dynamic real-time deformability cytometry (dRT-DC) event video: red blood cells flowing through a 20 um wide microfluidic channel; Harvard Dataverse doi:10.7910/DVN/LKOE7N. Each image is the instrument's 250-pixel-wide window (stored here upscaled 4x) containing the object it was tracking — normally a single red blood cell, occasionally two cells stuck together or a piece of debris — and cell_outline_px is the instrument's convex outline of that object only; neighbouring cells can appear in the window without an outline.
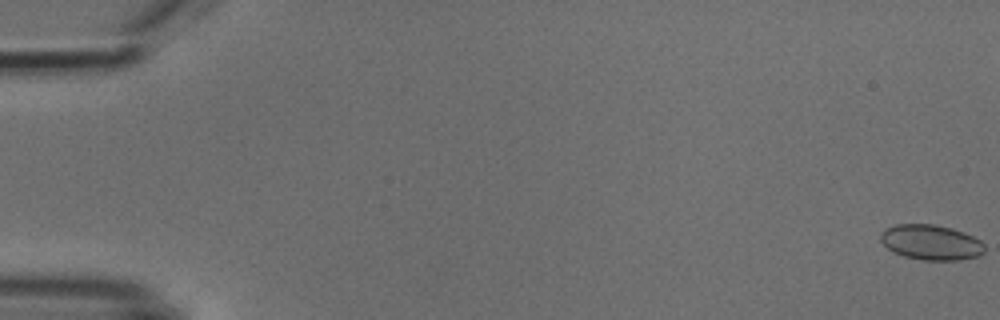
{"species": "common noctule bat (a hibernating species)", "species_latin": "Nyctalus noctula", "temperature_condition": "cold", "stored_images_in_passage": 9, "camera_frame_rate_fps": 3000, "um_per_image_px": 0.085, "animal": {"sex": "male", "body_mass_g": 18.8}, "frame": {"image": 1, "passage_image": 1, "time_ms": 0.0, "image_size_px": [1000, 320], "cell_outline_px": [[984, 252], [980, 256], [960, 260], [924, 260], [904, 256], [892, 252], [880, 240], [880, 232], [884, 228], [896, 224], [932, 224], [952, 228], [964, 232], [980, 240], [984, 244]], "centroid_in_image_um": [79.13, 20.59], "position_along_channel_um": 5.9, "area_um2": 21.5}}
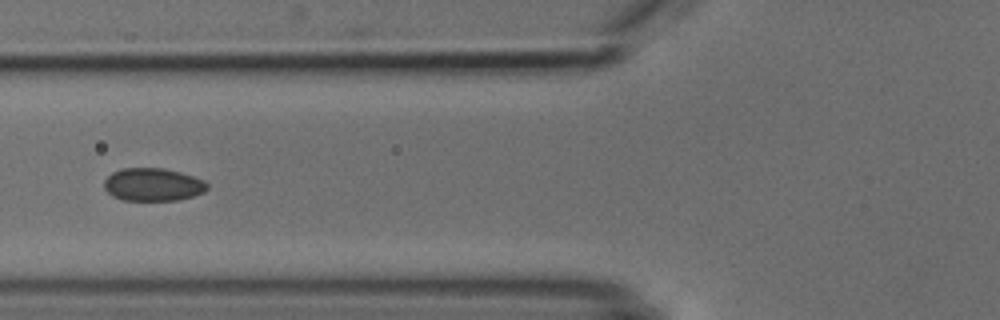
{"frame": {"image": 2, "passage_image": 7, "time_ms": 7.0, "image_size_px": [1000, 320], "cell_outline_px": [[208, 188], [204, 192], [180, 200], [124, 200], [112, 196], [104, 188], [104, 180], [112, 172], [124, 168], [164, 168], [180, 172], [204, 180], [208, 184]], "centroid_in_image_um": [13.0, 15.69], "position_along_channel_um": 112.8, "area_um2": 19.77}}
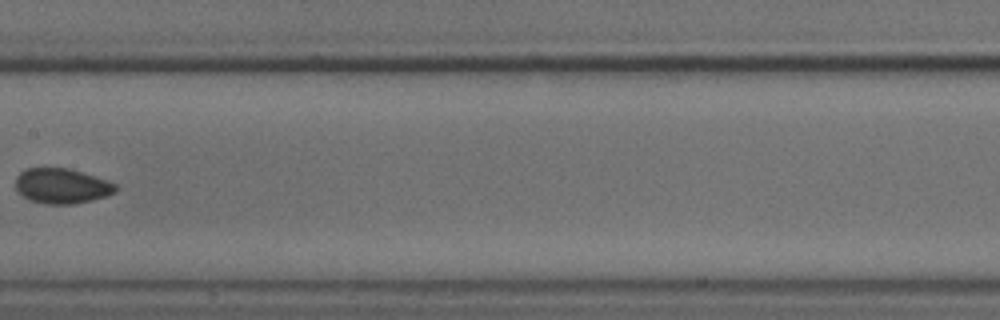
{"frame": {"image": 3, "passage_image": 9, "time_ms": 9.333, "image_size_px": [1000, 320], "cell_outline_px": [[116, 192], [104, 196], [72, 204], [48, 204], [32, 200], [24, 196], [16, 188], [16, 176], [20, 172], [28, 168], [68, 168], [116, 184]], "centroid_in_image_um": [5.21, 15.8], "position_along_channel_um": 202.2, "area_um2": 19.88}}